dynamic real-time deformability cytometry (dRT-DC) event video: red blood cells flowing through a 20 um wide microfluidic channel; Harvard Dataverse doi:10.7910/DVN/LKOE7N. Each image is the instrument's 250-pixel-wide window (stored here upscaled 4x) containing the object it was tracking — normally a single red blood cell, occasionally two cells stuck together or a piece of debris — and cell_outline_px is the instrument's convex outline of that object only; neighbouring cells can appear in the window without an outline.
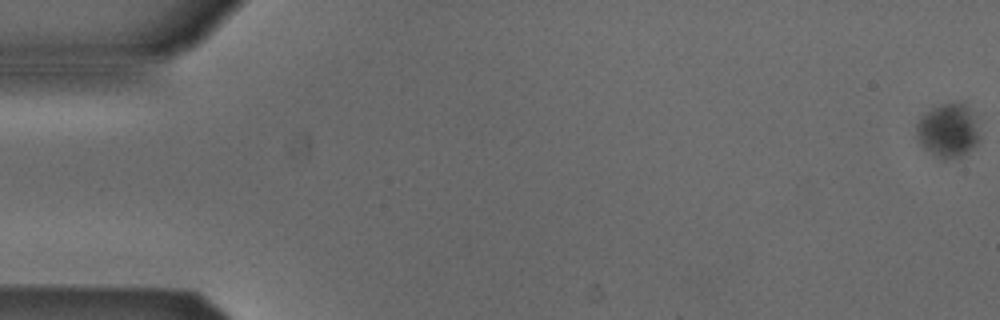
{"species": "Egyptian fruit bat (a non-hibernating species)", "species_latin": "Rousettus aegyptiacus", "temperature_condition": "cold", "stored_images_in_passage": 8, "camera_frame_rate_fps": 3000, "um_per_image_px": 0.085, "animal": {"sex": "male"}, "frame": {"image": 1, "passage_image": 1, "time_ms": 0.0, "image_size_px": [1000, 320], "cell_outline_px": [[980, 136], [976, 144], [960, 156], [940, 156], [932, 152], [920, 140], [916, 132], [916, 124], [920, 116], [932, 108], [940, 104], [964, 104], [968, 108], [972, 116]], "centroid_in_image_um": [80.57, 11.04], "position_along_channel_um": 4.4, "area_um2": 18.5}}